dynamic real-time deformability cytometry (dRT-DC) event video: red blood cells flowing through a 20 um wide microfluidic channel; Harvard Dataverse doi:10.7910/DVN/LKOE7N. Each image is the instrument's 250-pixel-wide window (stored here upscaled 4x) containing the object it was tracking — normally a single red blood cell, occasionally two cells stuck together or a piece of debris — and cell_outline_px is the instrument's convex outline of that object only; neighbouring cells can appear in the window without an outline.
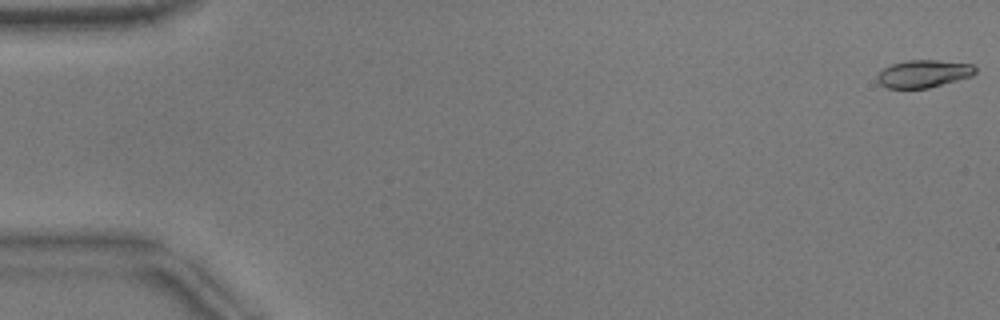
{"species": "common noctule bat (a hibernating species)", "species_latin": "Nyctalus noctula", "temperature_condition": "warm", "stored_images_in_passage": 14, "camera_frame_rate_fps": 3000, "um_per_image_px": 0.085, "animal": {"sex": "male", "body_mass_g": 17.9}, "frame": {"image": 1, "passage_image": 1, "time_ms": 0.0, "image_size_px": [1000, 320], "cell_outline_px": [[976, 72], [972, 76], [928, 88], [888, 88], [880, 84], [876, 80], [876, 76], [884, 68], [892, 64], [908, 60], [936, 60], [972, 64], [976, 68]], "centroid_in_image_um": [78.49, 6.26], "position_along_channel_um": 6.5, "area_um2": 15.66}}